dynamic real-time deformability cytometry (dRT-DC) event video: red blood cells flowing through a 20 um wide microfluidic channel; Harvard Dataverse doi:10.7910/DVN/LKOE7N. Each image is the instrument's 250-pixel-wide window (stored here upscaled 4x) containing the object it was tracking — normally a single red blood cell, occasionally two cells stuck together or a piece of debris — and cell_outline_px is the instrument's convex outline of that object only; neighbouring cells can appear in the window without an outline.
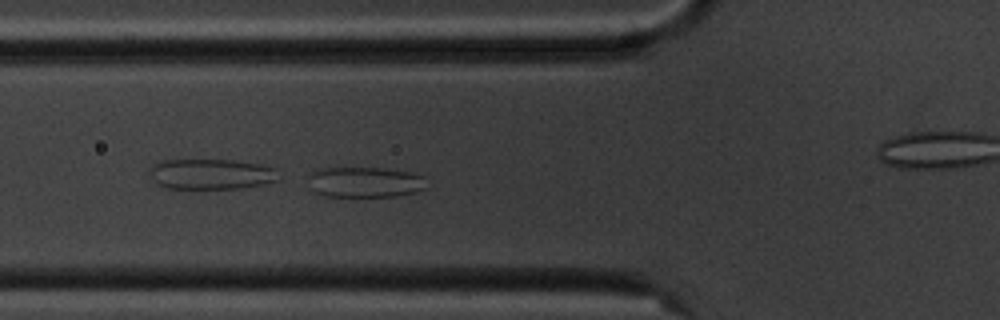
{"species": "common noctule bat (a hibernating species)", "species_latin": "Nyctalus noctula", "temperature_condition": "cold", "stored_images_in_passage": 47, "camera_frame_rate_fps": 3000, "um_per_image_px": 0.085, "animal": {"sex": "male", "body_mass_g": 20.1, "forearm_length_mm": 53.5}, "frame": {"image": 1, "passage_image": 21, "time_ms": 6.667, "image_size_px": [1000, 320], "cell_outline_px": [[428, 188], [416, 192], [396, 196], [328, 196], [316, 192], [312, 188], [308, 176], [308, 172], [316, 168], [384, 168], [412, 172], [424, 176]], "centroid_in_image_um": [31.05, 15.47], "position_along_channel_um": 94.7, "area_um2": 21.27}}
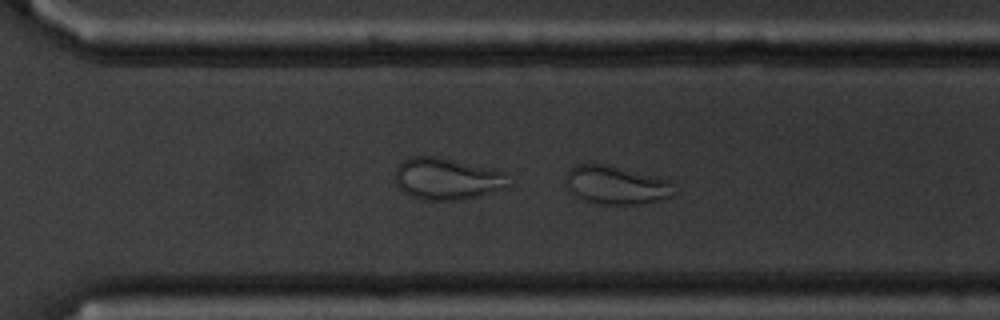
{"frame": {"image": 2, "passage_image": 40, "time_ms": 13.0, "image_size_px": [1000, 320], "cell_outline_px": [[676, 192], [672, 196], [640, 204], [600, 204], [584, 200], [576, 196], [568, 188], [568, 168], [576, 164], [588, 160], [592, 160], [656, 176], [668, 180]], "centroid_in_image_um": [52.33, 15.68], "position_along_channel_um": 318.3, "area_um2": 24.57}}